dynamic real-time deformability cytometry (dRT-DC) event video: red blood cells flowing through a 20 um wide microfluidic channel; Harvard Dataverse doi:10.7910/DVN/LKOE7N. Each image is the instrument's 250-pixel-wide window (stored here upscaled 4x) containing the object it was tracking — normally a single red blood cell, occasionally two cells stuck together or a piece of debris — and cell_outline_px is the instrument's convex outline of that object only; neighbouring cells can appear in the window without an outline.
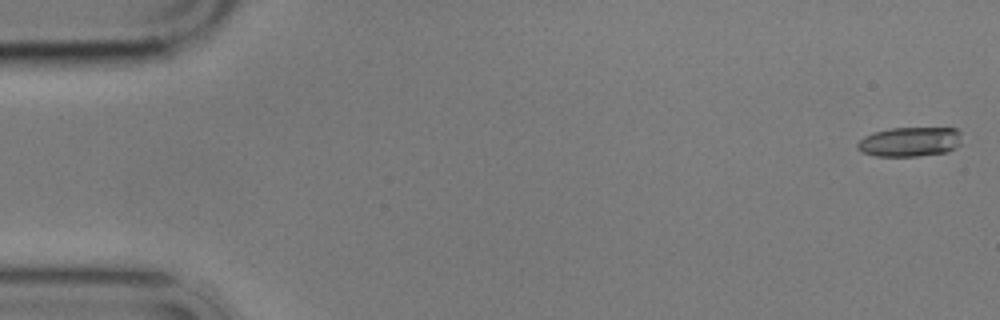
{"species": "common noctule bat (a hibernating species)", "species_latin": "Nyctalus noctula", "temperature_condition": "cold", "stored_images_in_passage": 5, "camera_frame_rate_fps": 3000, "um_per_image_px": 0.085, "animal": {"sex": "male", "body_mass_g": 17.9}, "frame": {"image": 1, "passage_image": 1, "time_ms": 0.0, "image_size_px": [1000, 320], "cell_outline_px": [[960, 144], [956, 148], [948, 152], [916, 156], [876, 156], [860, 152], [856, 148], [856, 144], [864, 136], [872, 132], [892, 128], [956, 128], [960, 132]], "centroid_in_image_um": [77.31, 12.05], "position_along_channel_um": 7.7, "area_um2": 18.15}}
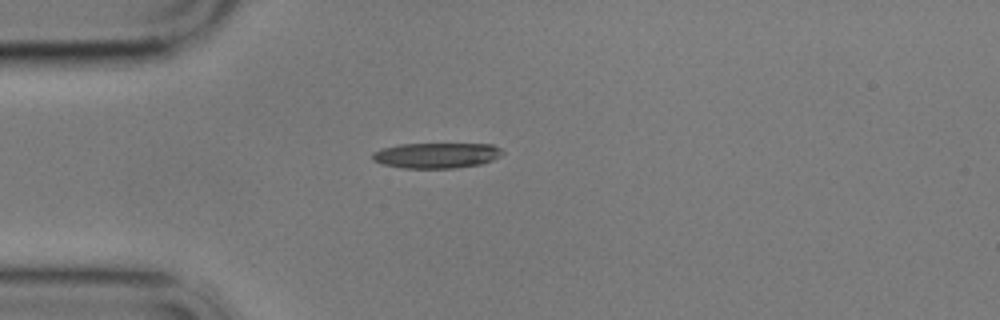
{"frame": {"image": 2, "passage_image": 5, "time_ms": 4.667, "image_size_px": [1000, 320], "cell_outline_px": [[504, 152], [500, 156], [492, 160], [480, 164], [456, 168], [400, 168], [384, 164], [372, 160], [372, 152], [380, 148], [400, 144], [492, 144], [500, 148]], "centroid_in_image_um": [37.07, 13.21], "position_along_channel_um": 47.9, "area_um2": 19.36}}